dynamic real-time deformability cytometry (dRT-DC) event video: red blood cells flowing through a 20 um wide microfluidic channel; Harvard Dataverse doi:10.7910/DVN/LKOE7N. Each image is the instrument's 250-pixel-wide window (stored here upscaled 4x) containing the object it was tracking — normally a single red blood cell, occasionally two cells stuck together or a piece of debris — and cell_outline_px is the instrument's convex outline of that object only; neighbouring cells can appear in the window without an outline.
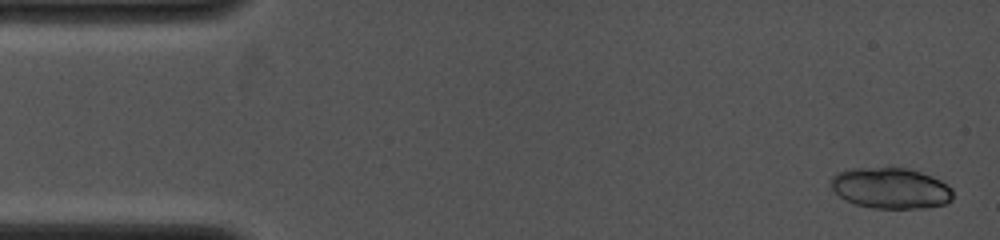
{"species": "common noctule bat (a hibernating species)", "species_latin": "Nyctalus noctula", "temperature_condition": "cold", "stored_images_in_passage": 8, "camera_frame_rate_fps": 4000, "um_per_image_px": 0.085, "animal": {"sex": "female", "body_mass_g": 19.0, "forearm_length_mm": 53.3}, "frame": {"image": 1, "passage_image": 1, "time_ms": 0.0, "image_size_px": [1000, 240], "cell_outline_px": [[952, 200], [948, 204], [924, 208], [872, 208], [856, 204], [840, 196], [832, 188], [828, 180], [836, 172], [852, 168], [904, 168], [920, 172], [932, 176], [948, 184], [952, 188]], "centroid_in_image_um": [75.72, 15.99], "position_along_channel_um": 9.3, "area_um2": 29.19}}